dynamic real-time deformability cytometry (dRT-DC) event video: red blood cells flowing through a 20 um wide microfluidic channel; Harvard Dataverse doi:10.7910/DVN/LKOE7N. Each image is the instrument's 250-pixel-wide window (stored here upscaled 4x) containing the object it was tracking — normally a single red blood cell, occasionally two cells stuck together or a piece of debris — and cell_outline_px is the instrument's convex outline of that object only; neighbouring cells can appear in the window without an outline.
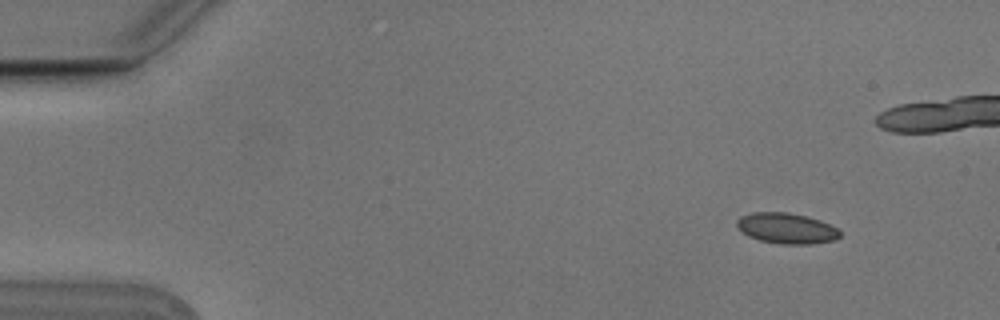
{"species": "Egyptian fruit bat (a non-hibernating species)", "species_latin": "Rousettus aegyptiacus", "temperature_condition": "cold", "stored_images_in_passage": 5, "camera_frame_rate_fps": 3000, "um_per_image_px": 0.085, "animal": {"sex": "male"}, "frame": {"image": 1, "passage_image": 1, "time_ms": 0.0, "image_size_px": [1000, 320], "cell_outline_px": [[840, 236], [832, 240], [812, 244], [780, 244], [760, 240], [748, 236], [736, 228], [736, 220], [740, 216], [752, 212], [788, 212], [808, 216], [820, 220], [836, 228], [840, 232]], "centroid_in_image_um": [66.8, 19.39], "position_along_channel_um": 18.2, "area_um2": 18.5}}